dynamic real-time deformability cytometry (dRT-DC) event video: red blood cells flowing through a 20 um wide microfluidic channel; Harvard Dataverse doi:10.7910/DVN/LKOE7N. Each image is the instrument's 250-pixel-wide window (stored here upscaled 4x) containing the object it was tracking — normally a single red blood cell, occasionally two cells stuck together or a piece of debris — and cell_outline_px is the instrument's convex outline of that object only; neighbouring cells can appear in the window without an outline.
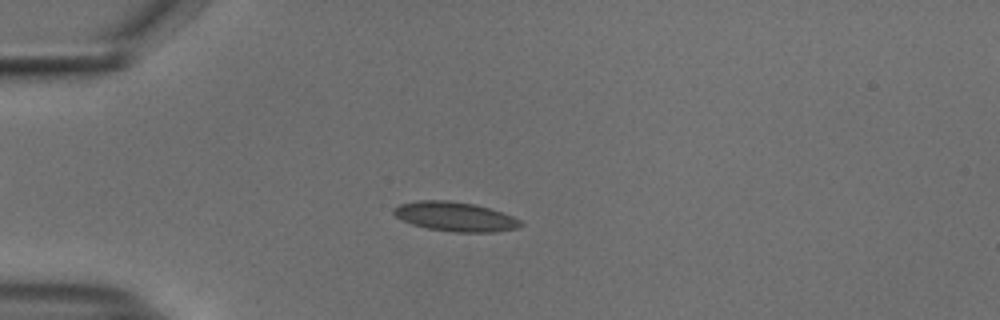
{"species": "common noctule bat (a hibernating species)", "species_latin": "Nyctalus noctula", "temperature_condition": "cold", "stored_images_in_passage": 54, "camera_frame_rate_fps": 3000, "um_per_image_px": 0.085, "animal": {"sex": "male", "body_mass_g": 18.8}, "frame": {"image": 1, "passage_image": 14, "time_ms": 4.333, "image_size_px": [1000, 320], "cell_outline_px": [[524, 224], [516, 228], [492, 232], [456, 232], [428, 228], [412, 224], [396, 216], [392, 212], [392, 208], [400, 204], [420, 200], [448, 200], [476, 204], [512, 216], [520, 220]], "centroid_in_image_um": [38.67, 18.4], "position_along_channel_um": 46.3, "area_um2": 21.5}}
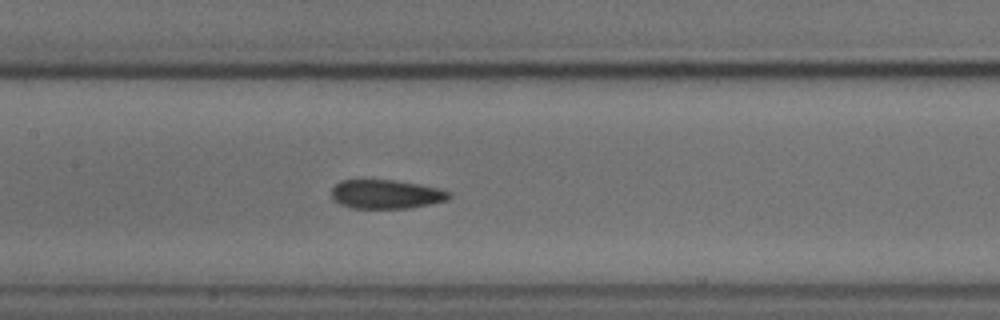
{"frame": {"image": 2, "passage_image": 26, "time_ms": 8.333, "image_size_px": [1000, 320], "cell_outline_px": [[452, 196], [448, 200], [408, 208], [352, 208], [340, 204], [332, 200], [332, 188], [340, 180], [392, 180], [420, 184], [440, 188], [452, 192]], "centroid_in_image_um": [32.84, 16.5], "position_along_channel_um": 174.6, "area_um2": 19.94}}
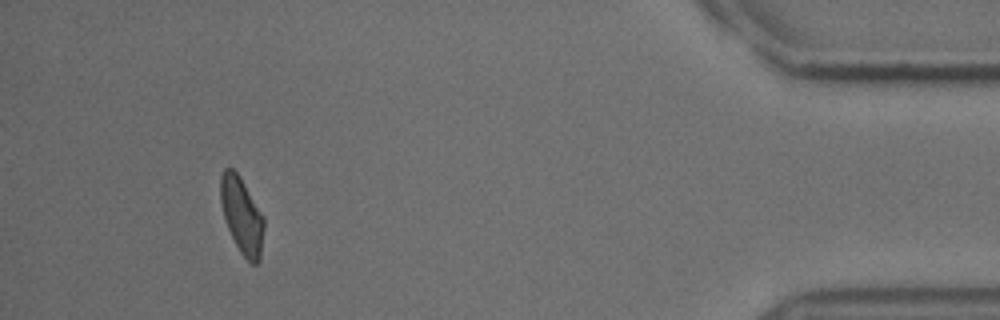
{"frame": {"image": 3, "passage_image": 50, "time_ms": 16.333, "image_size_px": [1000, 320], "cell_outline_px": [[264, 228], [260, 260], [256, 264], [252, 264], [240, 252], [228, 228], [224, 216], [220, 200], [220, 176], [224, 168], [232, 168], [236, 172], [264, 216]], "centroid_in_image_um": [20.56, 18.32], "position_along_channel_um": 414.6, "area_um2": 19.02}, "authors_computed_cell_mechanics": {"area_um2": 20.2878, "velocity_mm_per_s": 3.7306, "shape_relaxation_time_tau1_ms": 6.1807, "shape_relaxation_time_tau2_ms": 1.9065, "deformation_change_tau1": 0.1317, "deformation_change_tau2": 0.0639}}